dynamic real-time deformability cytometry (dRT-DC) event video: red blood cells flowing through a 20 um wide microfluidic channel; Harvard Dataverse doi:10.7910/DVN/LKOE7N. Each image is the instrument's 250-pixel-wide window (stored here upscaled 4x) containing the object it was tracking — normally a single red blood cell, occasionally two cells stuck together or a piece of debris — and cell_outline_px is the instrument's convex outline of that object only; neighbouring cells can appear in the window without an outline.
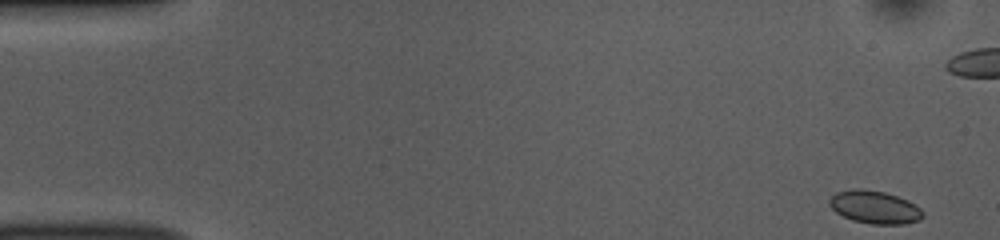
{"species": "common noctule bat (a hibernating species)", "species_latin": "Nyctalus noctula", "temperature_condition": "room temperature", "stored_images_in_passage": 52, "camera_frame_rate_fps": 3000, "um_per_image_px": 0.085, "animal": {"sex": "female", "body_mass_g": 10.0, "forearm_length_mm": 53.1}, "frame": {"image": 1, "passage_image": 1, "time_ms": 0.0, "image_size_px": [1000, 240], "cell_outline_px": [[924, 216], [920, 220], [904, 224], [872, 224], [852, 220], [836, 212], [828, 204], [828, 200], [836, 192], [856, 188], [864, 188], [884, 192], [908, 200], [920, 208], [924, 212]], "centroid_in_image_um": [74.35, 17.6], "position_along_channel_um": 10.7, "area_um2": 17.98}}
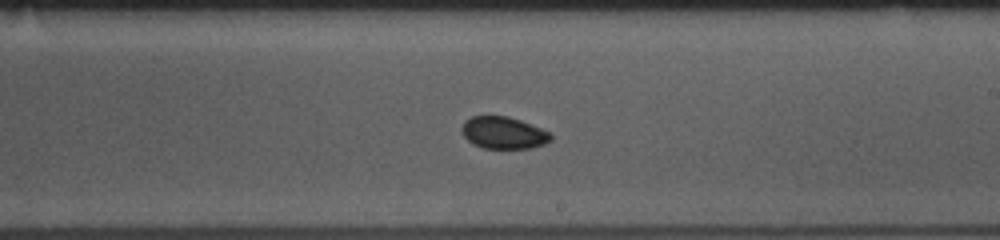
{"frame": {"image": 2, "passage_image": 29, "time_ms": 9.333, "image_size_px": [1000, 240], "cell_outline_px": [[552, 140], [544, 144], [532, 148], [484, 148], [472, 144], [464, 136], [460, 128], [464, 120], [472, 116], [508, 116], [520, 120], [540, 128], [548, 132], [552, 136]], "centroid_in_image_um": [42.77, 11.28], "position_along_channel_um": 246.2, "area_um2": 16.65}}
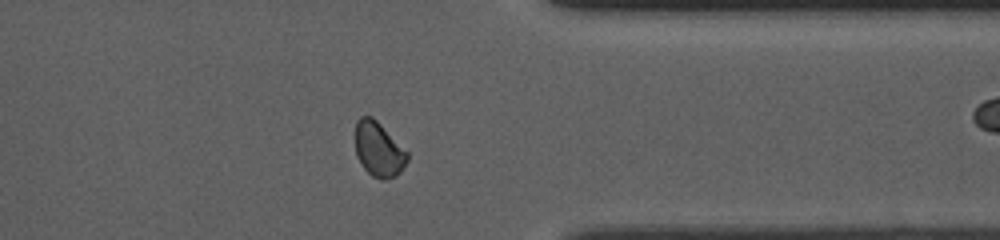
{"frame": {"image": 3, "passage_image": 40, "time_ms": 13.0, "image_size_px": [1000, 240], "cell_outline_px": [[408, 160], [400, 172], [396, 176], [384, 180], [380, 180], [372, 176], [364, 168], [356, 156], [352, 136], [356, 120], [360, 116], [372, 116], [408, 152]], "centroid_in_image_um": [32.12, 12.68], "position_along_channel_um": 379.3, "area_um2": 17.05}, "authors_computed_cell_mechanics": {"area_um2": 17.051, "velocity_mm_per_s": 3.8323, "shape_relaxation_time_tau1_ms": null, "shape_relaxation_time_tau2_ms": 3.2966, "deformation_change_tau1": null, "deformation_change_tau2": 0.0394}}